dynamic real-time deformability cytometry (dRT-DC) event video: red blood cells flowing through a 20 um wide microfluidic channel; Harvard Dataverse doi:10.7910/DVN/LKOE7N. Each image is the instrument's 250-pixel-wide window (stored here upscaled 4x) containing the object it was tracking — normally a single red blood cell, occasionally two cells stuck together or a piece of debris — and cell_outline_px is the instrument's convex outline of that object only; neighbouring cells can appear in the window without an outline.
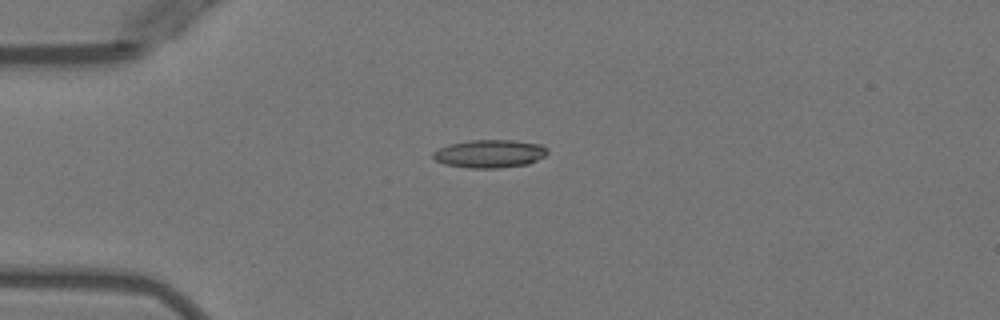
{"species": "Egyptian fruit bat (a non-hibernating species)", "species_latin": "Rousettus aegyptiacus", "temperature_condition": "warm", "stored_images_in_passage": 4, "camera_frame_rate_fps": 3000, "um_per_image_px": 0.085, "animal": {"sex": "female"}, "frame": {"image": 1, "passage_image": 1, "time_ms": 0.0, "image_size_px": [1000, 320], "cell_outline_px": [[548, 152], [544, 156], [528, 164], [500, 168], [468, 168], [444, 164], [436, 160], [432, 156], [432, 152], [448, 144], [472, 140], [512, 140], [540, 144], [548, 148]], "centroid_in_image_um": [41.62, 13.07], "position_along_channel_um": 43.4, "area_um2": 18.73}}
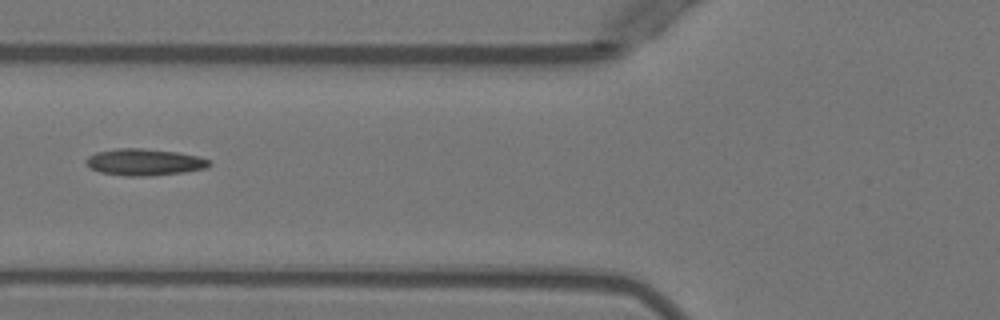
{"frame": {"image": 2, "passage_image": 3, "time_ms": 2.333, "image_size_px": [1000, 320], "cell_outline_px": [[212, 164], [208, 168], [184, 172], [148, 176], [128, 176], [100, 172], [84, 164], [84, 160], [88, 156], [96, 152], [116, 148], [144, 148], [176, 152], [200, 156], [208, 160]], "centroid_in_image_um": [12.27, 13.77], "position_along_channel_um": 113.5, "area_um2": 19.31}}
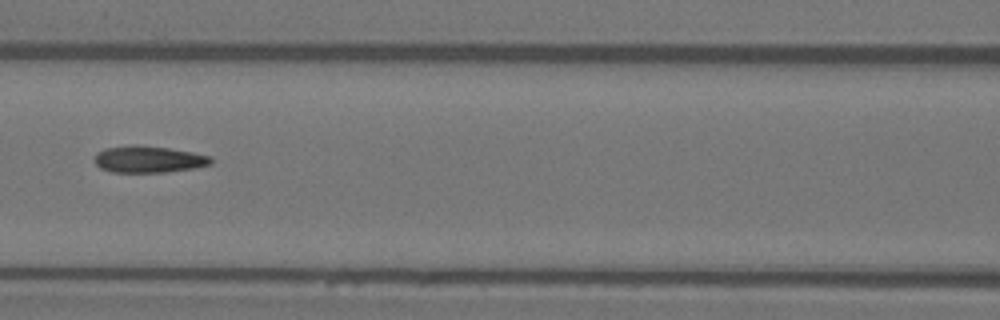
{"frame": {"image": 3, "passage_image": 4, "time_ms": 3.333, "image_size_px": [1000, 320], "cell_outline_px": [[212, 164], [196, 168], [164, 172], [112, 172], [100, 168], [92, 160], [96, 152], [104, 148], [132, 144], [136, 144], [168, 148], [192, 152], [212, 156]], "centroid_in_image_um": [12.6, 13.53], "position_along_channel_um": 154.0, "area_um2": 18.44}}